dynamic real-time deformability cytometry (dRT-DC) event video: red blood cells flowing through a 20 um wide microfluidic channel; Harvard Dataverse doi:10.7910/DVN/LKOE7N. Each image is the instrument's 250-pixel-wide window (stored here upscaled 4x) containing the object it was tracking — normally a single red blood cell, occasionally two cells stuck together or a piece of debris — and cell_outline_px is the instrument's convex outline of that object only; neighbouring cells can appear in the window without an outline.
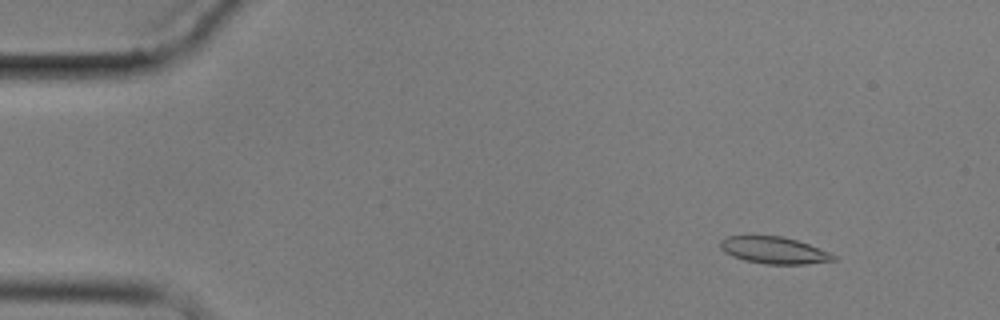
{"species": "common noctule bat (a hibernating species)", "species_latin": "Nyctalus noctula", "temperature_condition": "cold", "stored_images_in_passage": 4, "camera_frame_rate_fps": 3000, "um_per_image_px": 0.085, "animal": {"sex": "male", "body_mass_g": 17.9}, "frame": {"image": 1, "passage_image": 2, "time_ms": 1.0, "image_size_px": [1000, 320], "cell_outline_px": [[836, 260], [804, 264], [764, 264], [744, 260], [732, 256], [724, 252], [720, 248], [720, 240], [728, 236], [784, 236], [808, 244], [828, 252], [836, 256]], "centroid_in_image_um": [65.76, 21.27], "position_along_channel_um": 19.2, "area_um2": 17.63}}
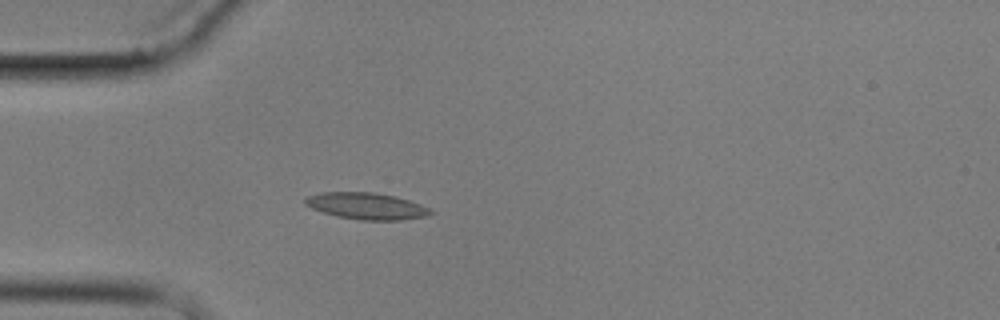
{"frame": {"image": 2, "passage_image": 4, "time_ms": 4.333, "image_size_px": [1000, 320], "cell_outline_px": [[436, 212], [428, 216], [404, 220], [360, 220], [336, 216], [312, 208], [304, 204], [304, 200], [308, 196], [324, 192], [376, 192], [396, 196], [420, 204]], "centroid_in_image_um": [31.2, 17.51], "position_along_channel_um": 53.8, "area_um2": 19.54}}